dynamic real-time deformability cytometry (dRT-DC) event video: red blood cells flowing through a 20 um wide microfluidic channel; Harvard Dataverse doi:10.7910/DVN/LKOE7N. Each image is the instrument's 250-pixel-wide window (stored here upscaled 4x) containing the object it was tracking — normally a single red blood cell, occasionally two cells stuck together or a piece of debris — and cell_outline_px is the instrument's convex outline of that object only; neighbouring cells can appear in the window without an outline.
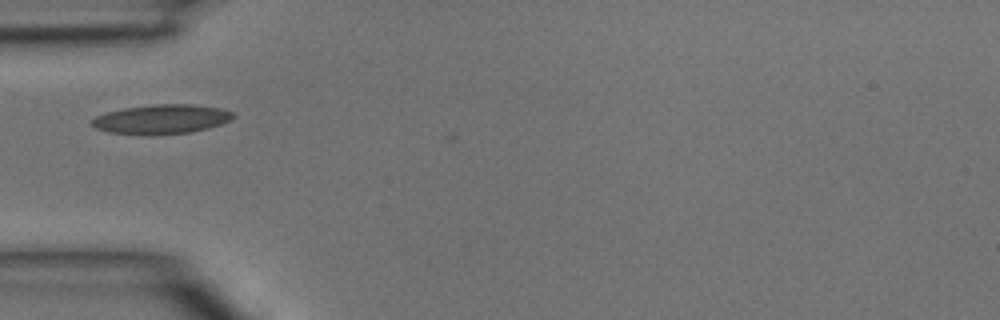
{"species": "common noctule bat (a hibernating species)", "species_latin": "Nyctalus noctula", "temperature_condition": "room temperature", "stored_images_in_passage": 2, "camera_frame_rate_fps": 3000, "um_per_image_px": 0.085, "animal": {"sex": "male", "body_mass_g": 15.6}, "frame": {"image": 1, "passage_image": 2, "time_ms": 0.333, "image_size_px": [1000, 320], "cell_outline_px": [[236, 116], [232, 120], [208, 128], [188, 132], [152, 136], [108, 132], [96, 128], [92, 124], [92, 120], [96, 116], [108, 112], [124, 108], [152, 104], [192, 104], [220, 108], [232, 112]], "centroid_in_image_um": [13.74, 10.14], "position_along_channel_um": 71.3, "area_um2": 24.28}}